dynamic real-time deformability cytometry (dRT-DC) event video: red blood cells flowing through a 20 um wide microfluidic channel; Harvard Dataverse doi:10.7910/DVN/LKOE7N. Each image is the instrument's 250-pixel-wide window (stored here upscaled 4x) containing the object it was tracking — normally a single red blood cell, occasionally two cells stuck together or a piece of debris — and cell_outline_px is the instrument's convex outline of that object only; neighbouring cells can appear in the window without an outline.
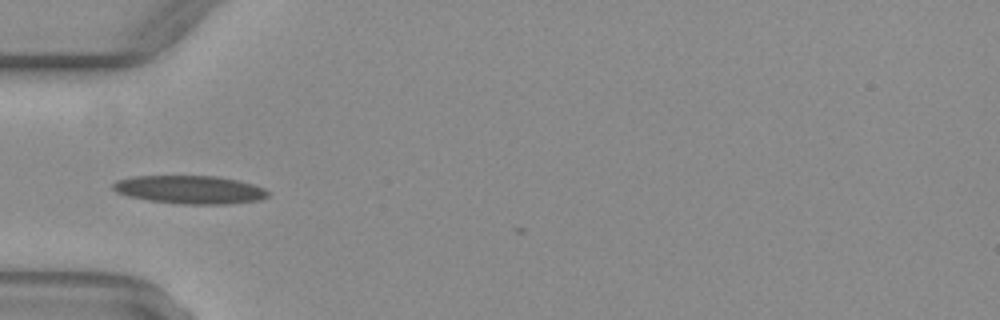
{"species": "common noctule bat (a hibernating species)", "species_latin": "Nyctalus noctula", "temperature_condition": "warm", "stored_images_in_passage": 10, "camera_frame_rate_fps": 3000, "um_per_image_px": 0.085, "animal": {"sex": "female", "body_mass_g": 29.2, "forearm_length_mm": 56.3}, "frame": {"image": 1, "passage_image": 1, "time_ms": 0.0, "image_size_px": [1000, 320], "cell_outline_px": [[268, 196], [260, 200], [228, 204], [180, 204], [148, 200], [128, 196], [116, 192], [112, 188], [112, 184], [116, 180], [132, 176], [216, 176], [240, 180], [264, 188], [268, 192]], "centroid_in_image_um": [16.12, 16.12], "position_along_channel_um": 68.9, "area_um2": 25.61}}
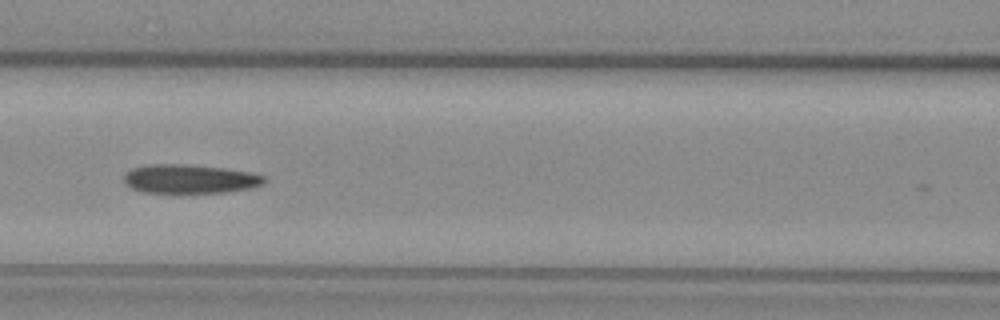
{"frame": {"image": 2, "passage_image": 7, "time_ms": 2.0, "image_size_px": [1000, 320], "cell_outline_px": [[264, 184], [252, 188], [224, 192], [176, 196], [140, 192], [124, 184], [124, 172], [132, 168], [148, 164], [184, 164], [224, 168], [252, 172], [264, 176]], "centroid_in_image_um": [16.06, 15.26], "position_along_channel_um": 150.5, "area_um2": 24.91}}